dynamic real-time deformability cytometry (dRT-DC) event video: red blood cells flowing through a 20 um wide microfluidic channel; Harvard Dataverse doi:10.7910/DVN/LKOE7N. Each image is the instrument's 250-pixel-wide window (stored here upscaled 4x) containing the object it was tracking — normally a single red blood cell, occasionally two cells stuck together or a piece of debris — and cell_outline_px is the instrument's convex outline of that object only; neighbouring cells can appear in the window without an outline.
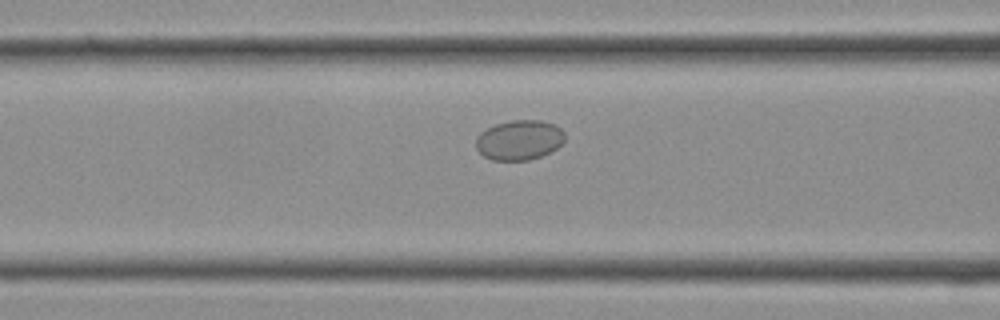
{"species": "Egyptian fruit bat (a non-hibernating species)", "species_latin": "Rousettus aegyptiacus", "temperature_condition": "cold", "stored_images_in_passage": 25, "camera_frame_rate_fps": 3000, "um_per_image_px": 0.085, "frame": {"image": 1, "passage_image": 7, "time_ms": 2.0, "image_size_px": [1000, 320], "cell_outline_px": [[564, 140], [556, 148], [540, 156], [528, 160], [492, 160], [484, 156], [476, 148], [476, 136], [480, 132], [496, 124], [512, 120], [540, 120], [556, 124], [564, 132]], "centroid_in_image_um": [44.12, 11.89], "position_along_channel_um": 122.5, "area_um2": 20.58}}
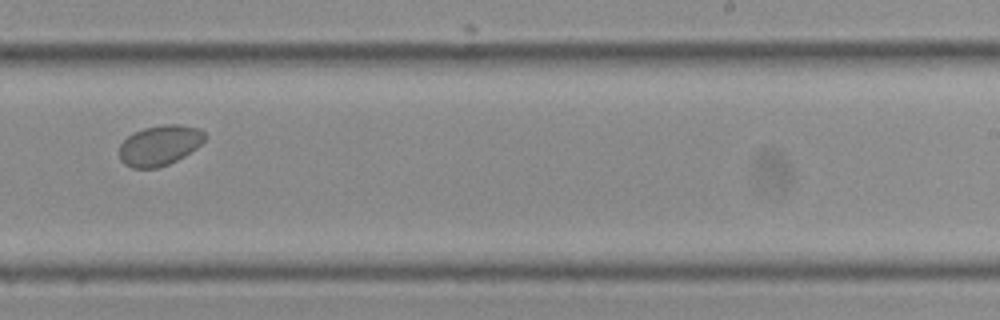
{"frame": {"image": 2, "passage_image": 14, "time_ms": 4.333, "image_size_px": [1000, 320], "cell_outline_px": [[204, 140], [196, 148], [184, 156], [160, 168], [132, 168], [124, 164], [120, 160], [120, 144], [132, 132], [144, 128], [164, 124], [180, 124], [200, 128], [204, 132]], "centroid_in_image_um": [13.55, 12.35], "position_along_channel_um": 275.4, "area_um2": 20.11}}
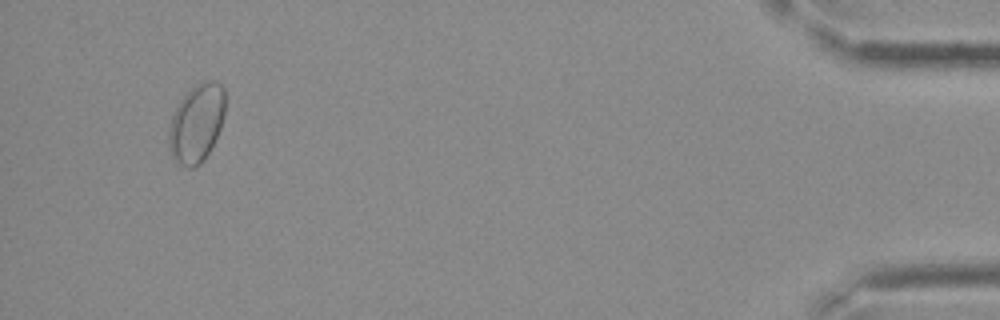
{"frame": {"image": 3, "passage_image": 24, "time_ms": 7.667, "image_size_px": [1000, 320], "cell_outline_px": [[224, 116], [220, 128], [204, 160], [196, 168], [188, 168], [176, 164], [168, 148], [168, 128], [172, 116], [180, 100], [196, 84], [208, 80], [216, 80], [224, 88]], "centroid_in_image_um": [16.68, 10.51], "position_along_channel_um": 418.5, "area_um2": 25.78}}